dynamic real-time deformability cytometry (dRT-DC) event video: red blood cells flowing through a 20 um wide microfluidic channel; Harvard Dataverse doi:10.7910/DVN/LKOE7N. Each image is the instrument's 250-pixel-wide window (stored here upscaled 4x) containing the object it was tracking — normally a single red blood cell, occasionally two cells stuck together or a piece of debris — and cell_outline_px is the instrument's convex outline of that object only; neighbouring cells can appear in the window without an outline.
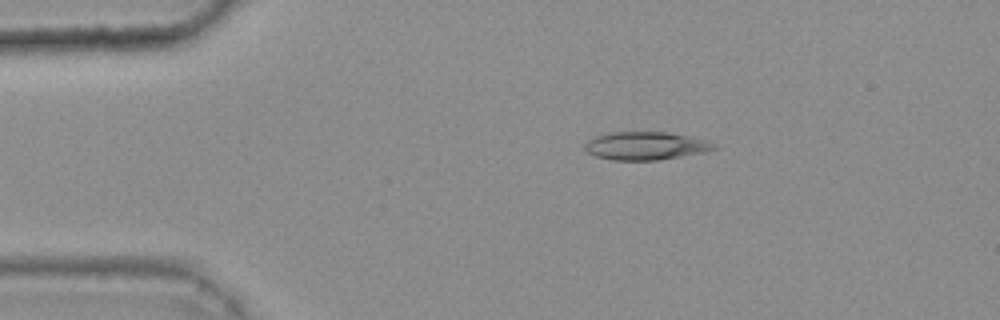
{"species": "common noctule bat (a hibernating species)", "species_latin": "Nyctalus noctula", "temperature_condition": "warm", "stored_images_in_passage": 47, "camera_frame_rate_fps": 3000, "um_per_image_px": 0.085, "animal": {"sex": "female", "body_mass_g": 25.1}, "frame": {"image": 1, "passage_image": 10, "time_ms": 3.0, "image_size_px": [1000, 320], "cell_outline_px": [[720, 148], [704, 152], [660, 160], [612, 160], [596, 156], [588, 152], [584, 148], [584, 144], [588, 140], [596, 136], [608, 132], [664, 132], [688, 136], [708, 140], [716, 144]], "centroid_in_image_um": [54.9, 12.4], "position_along_channel_um": 30.1, "area_um2": 21.21}}
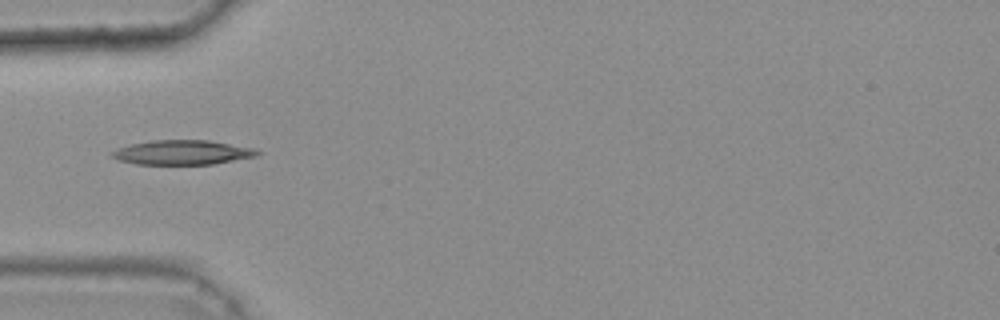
{"frame": {"image": 2, "passage_image": 17, "time_ms": 5.333, "image_size_px": [1000, 320], "cell_outline_px": [[260, 152], [256, 156], [212, 164], [136, 164], [120, 160], [112, 156], [108, 152], [116, 148], [132, 144], [152, 140], [208, 140], [252, 148]], "centroid_in_image_um": [15.44, 12.95], "position_along_channel_um": 69.6, "area_um2": 20.52}}
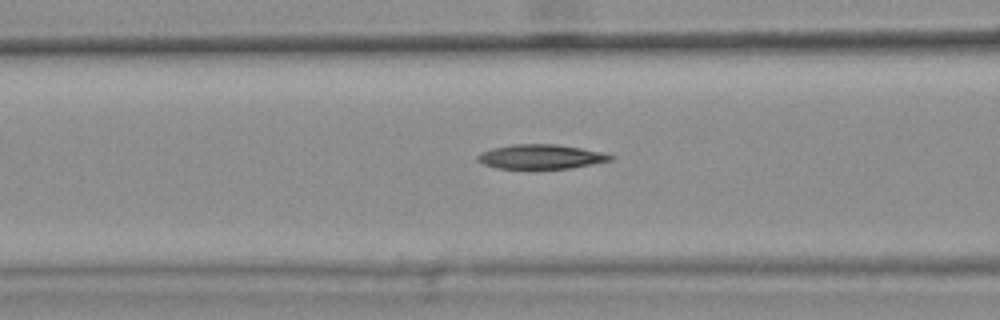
{"frame": {"image": 3, "passage_image": 21, "time_ms": 6.667, "image_size_px": [1000, 320], "cell_outline_px": [[616, 156], [612, 160], [572, 168], [496, 168], [484, 164], [476, 160], [476, 156], [480, 152], [492, 148], [512, 144], [556, 144], [604, 152]], "centroid_in_image_um": [45.98, 13.31], "position_along_channel_um": 120.6, "area_um2": 18.96}}